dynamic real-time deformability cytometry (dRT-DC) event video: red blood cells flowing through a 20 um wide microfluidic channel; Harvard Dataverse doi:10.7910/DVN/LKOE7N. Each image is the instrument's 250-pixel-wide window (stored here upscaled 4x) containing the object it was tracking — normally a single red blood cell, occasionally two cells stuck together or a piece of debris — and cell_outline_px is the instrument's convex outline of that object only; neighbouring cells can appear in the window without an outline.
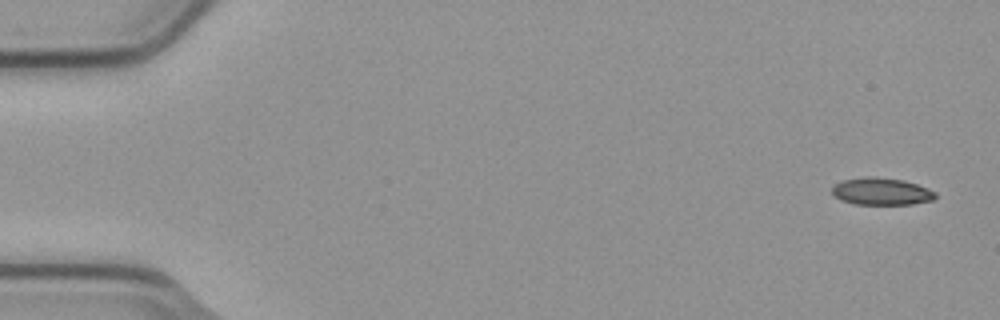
{"species": "common noctule bat (a hibernating species)", "species_latin": "Nyctalus noctula", "temperature_condition": "cold", "stored_images_in_passage": 6, "camera_frame_rate_fps": 3000, "um_per_image_px": 0.085, "animal": {"sex": "male", "body_mass_g": 23.1, "forearm_length_mm": 52.7}, "frame": {"image": 1, "passage_image": 1, "time_ms": 0.0, "image_size_px": [1000, 320], "cell_outline_px": [[936, 196], [932, 200], [912, 204], [852, 204], [840, 200], [832, 196], [832, 188], [836, 184], [844, 180], [868, 176], [872, 176], [904, 180], [928, 188], [936, 192]], "centroid_in_image_um": [74.9, 16.27], "position_along_channel_um": 10.1, "area_um2": 16.42}}